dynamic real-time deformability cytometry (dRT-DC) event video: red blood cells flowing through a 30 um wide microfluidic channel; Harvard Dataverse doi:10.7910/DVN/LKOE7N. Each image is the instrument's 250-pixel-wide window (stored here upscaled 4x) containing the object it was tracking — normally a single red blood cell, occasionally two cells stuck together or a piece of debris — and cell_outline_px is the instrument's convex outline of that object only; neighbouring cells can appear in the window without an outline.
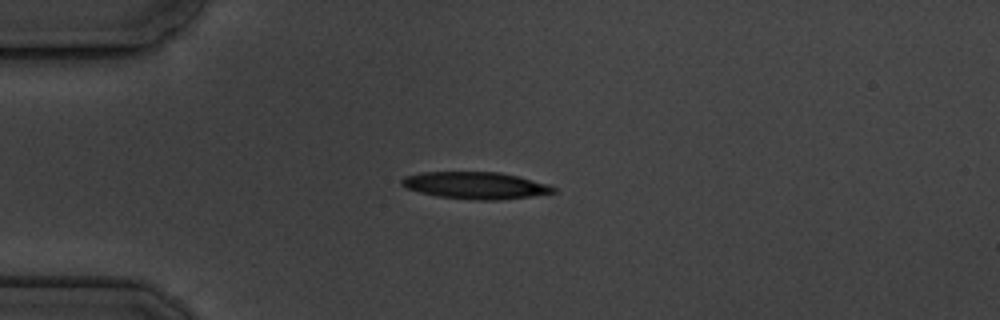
{"species": "common noctule bat (a hibernating species)", "species_latin": "Nyctalus noctula", "temperature_condition": "cold", "stored_images_in_passage": 12, "camera_frame_rate_fps": 3000, "um_per_image_px": 0.085, "animal": {"sex": "male", "body_mass_g": 19.5, "forearm_length_mm": 54.6}, "frame": {"image": 1, "passage_image": 1, "time_ms": 0.0, "image_size_px": [1000, 320], "cell_outline_px": [[556, 192], [532, 196], [500, 200], [480, 200], [436, 196], [404, 188], [400, 184], [400, 180], [404, 176], [420, 172], [500, 172], [548, 184], [556, 188]], "centroid_in_image_um": [40.37, 15.76], "position_along_channel_um": 44.6, "area_um2": 23.87}}
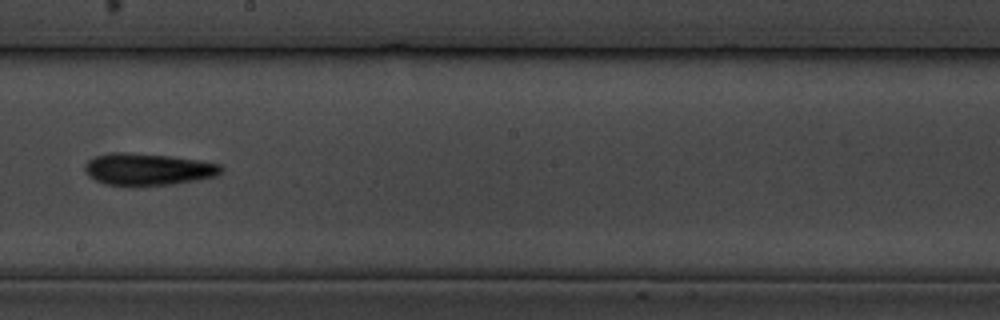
{"frame": {"image": 2, "passage_image": 6, "time_ms": 6.0, "image_size_px": [1000, 320], "cell_outline_px": [[224, 172], [216, 176], [200, 180], [172, 184], [136, 188], [104, 184], [88, 176], [84, 172], [84, 164], [88, 160], [96, 156], [112, 152], [128, 152], [168, 156], [200, 160], [220, 164], [224, 168]], "centroid_in_image_um": [12.57, 14.42], "position_along_channel_um": 235.6, "area_um2": 26.24}}
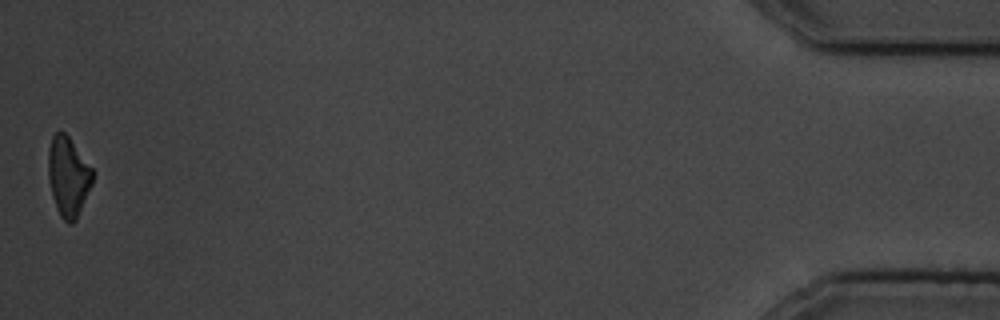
{"frame": {"image": 3, "passage_image": 12, "time_ms": 14.0, "image_size_px": [1000, 320], "cell_outline_px": [[96, 172], [92, 184], [76, 220], [72, 224], [68, 224], [60, 216], [56, 208], [52, 196], [48, 180], [48, 148], [52, 136], [56, 132], [64, 132], [68, 136]], "centroid_in_image_um": [5.8, 15.01], "position_along_channel_um": 429.4, "area_um2": 20.87}, "authors_computed_cell_mechanics": {"area_um2": 23.6113, "velocity_mm_per_s": 3.5437, "shape_relaxation_time_tau1_ms": 2.6285, "shape_relaxation_time_tau2_ms": null, "deformation_change_tau1": 0.1245, "deformation_change_tau2": null}}